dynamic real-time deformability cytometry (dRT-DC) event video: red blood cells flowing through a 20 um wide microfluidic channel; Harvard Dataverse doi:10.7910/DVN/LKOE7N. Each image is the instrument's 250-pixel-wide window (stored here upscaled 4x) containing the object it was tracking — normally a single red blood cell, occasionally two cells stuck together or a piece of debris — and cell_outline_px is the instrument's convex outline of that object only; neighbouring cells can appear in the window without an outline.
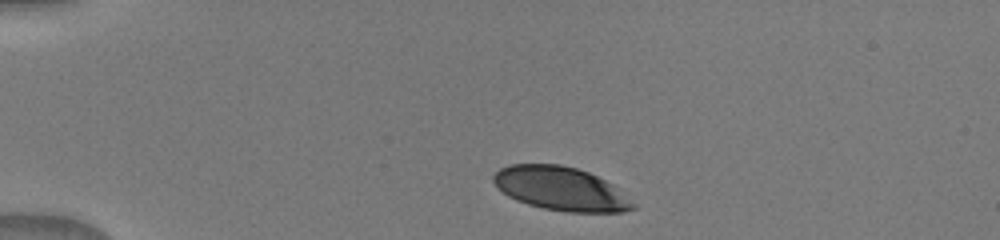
{"species": "human", "species_latin": "Homo sapiens", "temperature_condition": "warm", "stored_images_in_passage": 12, "camera_frame_rate_fps": 3000, "um_per_image_px": 0.085, "donor": {"sex": "male"}, "frame": {"image": 1, "passage_image": 1, "time_ms": 0.0, "image_size_px": [1000, 240], "cell_outline_px": [[636, 208], [620, 212], [568, 212], [544, 208], [528, 204], [516, 200], [508, 196], [492, 180], [492, 176], [500, 168], [508, 164], [560, 164], [576, 168], [588, 172], [612, 184], [636, 204]], "centroid_in_image_um": [47.66, 16.03], "position_along_channel_um": 37.3, "area_um2": 35.26}}
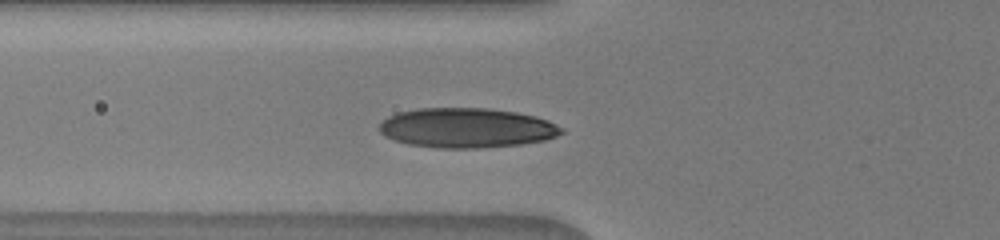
{"frame": {"image": 2, "passage_image": 4, "time_ms": 2.667, "image_size_px": [1000, 240], "cell_outline_px": [[564, 132], [556, 136], [544, 140], [520, 144], [476, 148], [440, 148], [408, 144], [384, 136], [380, 132], [380, 120], [396, 112], [416, 108], [484, 108], [516, 112], [536, 116], [548, 120], [564, 128]], "centroid_in_image_um": [39.64, 10.86], "position_along_channel_um": 86.2, "area_um2": 42.31}}
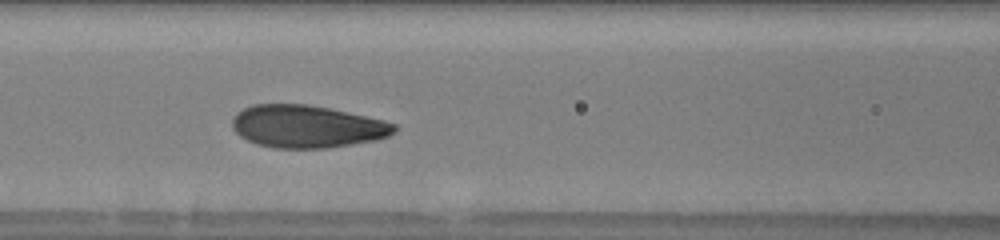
{"frame": {"image": 3, "passage_image": 6, "time_ms": 4.0, "image_size_px": [1000, 240], "cell_outline_px": [[396, 132], [388, 136], [376, 140], [328, 148], [272, 148], [256, 144], [240, 136], [232, 128], [232, 120], [236, 112], [252, 104], [308, 104], [328, 108], [384, 120], [396, 124]], "centroid_in_image_um": [26.07, 10.75], "position_along_channel_um": 140.5, "area_um2": 40.29}}